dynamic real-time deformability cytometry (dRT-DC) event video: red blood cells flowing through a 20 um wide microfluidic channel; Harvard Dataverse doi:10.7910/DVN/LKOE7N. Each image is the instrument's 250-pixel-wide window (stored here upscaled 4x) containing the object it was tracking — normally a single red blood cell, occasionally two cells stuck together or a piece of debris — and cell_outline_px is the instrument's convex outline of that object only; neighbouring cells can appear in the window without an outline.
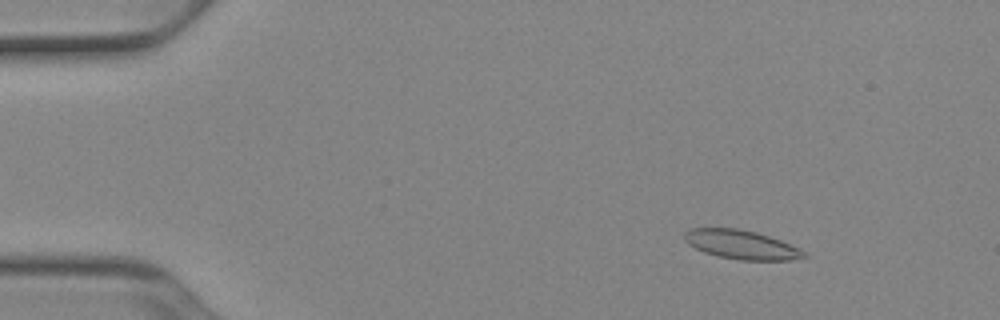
{"species": "Egyptian fruit bat (a non-hibernating species)", "species_latin": "Rousettus aegyptiacus", "temperature_condition": "cold", "stored_images_in_passage": 50, "camera_frame_rate_fps": 3000, "um_per_image_px": 0.085, "animal": {"sex": "female"}, "frame": {"image": 1, "passage_image": 5, "time_ms": 1.333, "image_size_px": [1000, 320], "cell_outline_px": [[808, 256], [792, 260], [740, 260], [716, 256], [704, 252], [688, 244], [684, 240], [684, 232], [692, 228], [736, 228], [756, 232], [780, 240], [800, 248]], "centroid_in_image_um": [63.0, 20.8], "position_along_channel_um": 22.0, "area_um2": 20.17}}
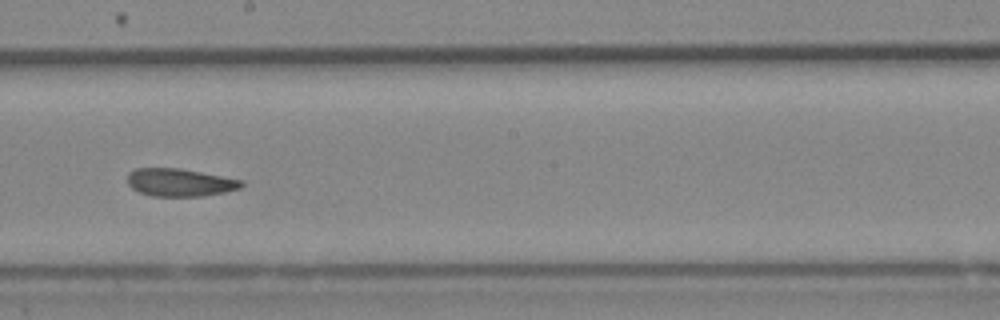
{"frame": {"image": 2, "passage_image": 28, "time_ms": 9.0, "image_size_px": [1000, 320], "cell_outline_px": [[244, 184], [240, 188], [224, 192], [204, 196], [152, 196], [140, 192], [132, 188], [128, 184], [128, 172], [136, 168], [180, 168], [244, 180]], "centroid_in_image_um": [15.29, 15.5], "position_along_channel_um": 232.9, "area_um2": 18.5}}
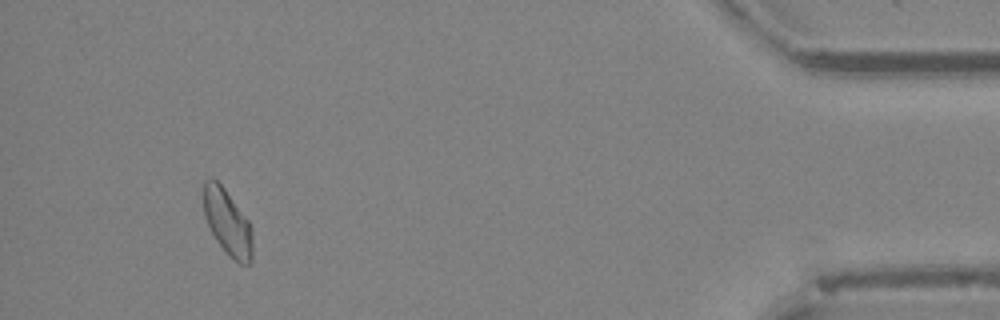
{"frame": {"image": 3, "passage_image": 47, "time_ms": 15.333, "image_size_px": [1000, 320], "cell_outline_px": [[252, 260], [248, 264], [240, 264], [228, 256], [216, 240], [204, 216], [204, 180], [216, 180], [224, 188], [248, 220], [252, 228]], "centroid_in_image_um": [19.35, 18.95], "position_along_channel_um": 415.8, "area_um2": 18.55}, "authors_computed_cell_mechanics": {"area_um2": 19.363, "velocity_mm_per_s": 3.8995, "shape_relaxation_time_tau1_ms": null, "shape_relaxation_time_tau2_ms": 3.3868, "deformation_change_tau1": null, "deformation_change_tau2": 0.0885}}